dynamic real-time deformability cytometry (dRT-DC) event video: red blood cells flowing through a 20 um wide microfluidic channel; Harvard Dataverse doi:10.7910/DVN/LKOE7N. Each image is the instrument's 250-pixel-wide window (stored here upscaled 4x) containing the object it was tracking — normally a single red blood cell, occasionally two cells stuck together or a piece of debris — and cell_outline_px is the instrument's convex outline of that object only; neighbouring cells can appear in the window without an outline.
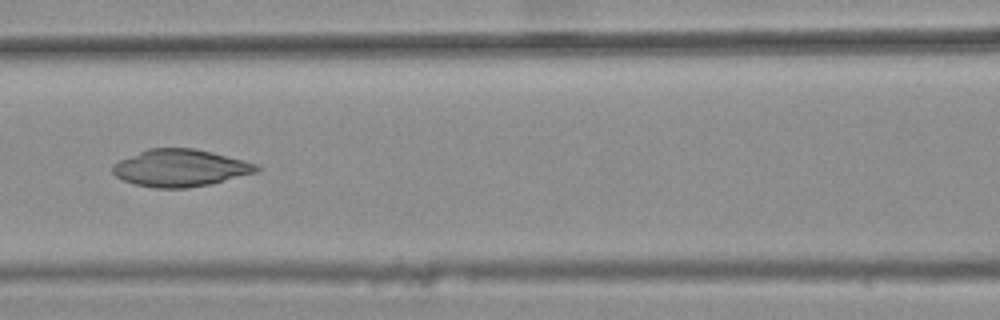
{"species": "common noctule bat (a hibernating species)", "species_latin": "Nyctalus noctula", "temperature_condition": "warm", "stored_images_in_passage": 45, "camera_frame_rate_fps": 3000, "um_per_image_px": 0.085, "animal": {"sex": "female", "body_mass_g": 25.1}, "frame": {"image": 1, "passage_image": 23, "time_ms": 7.333, "image_size_px": [1000, 320], "cell_outline_px": [[260, 168], [256, 172], [208, 184], [188, 188], [156, 188], [136, 184], [124, 180], [116, 176], [112, 172], [112, 164], [120, 160], [148, 148], [196, 148], [244, 160], [256, 164]], "centroid_in_image_um": [15.3, 14.27], "position_along_channel_um": 151.3, "area_um2": 30.87}}
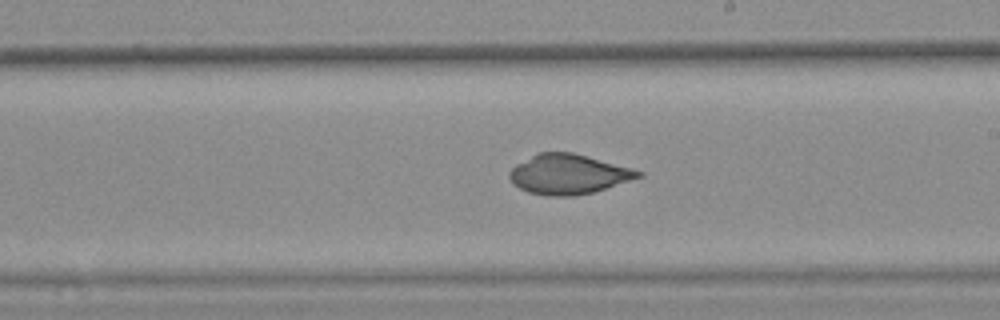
{"frame": {"image": 2, "passage_image": 30, "time_ms": 9.667, "image_size_px": [1000, 320], "cell_outline_px": [[644, 176], [592, 192], [572, 196], [548, 196], [528, 192], [520, 188], [508, 176], [508, 172], [516, 164], [540, 152], [572, 152], [632, 168], [644, 172]], "centroid_in_image_um": [48.33, 14.81], "position_along_channel_um": 240.7, "area_um2": 29.59}}
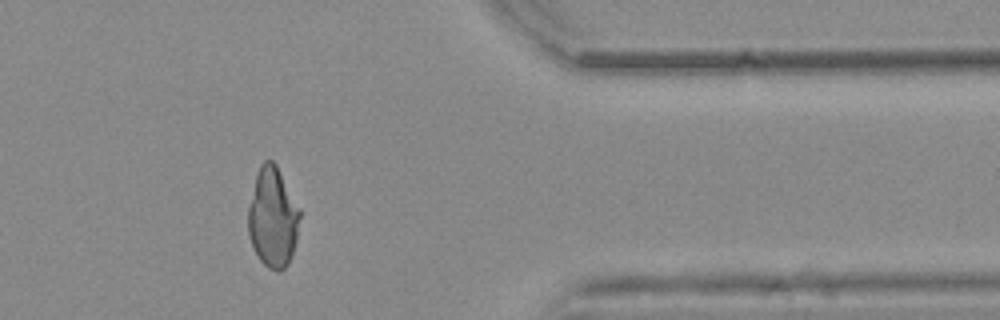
{"frame": {"image": 3, "passage_image": 43, "time_ms": 14.0, "image_size_px": [1000, 320], "cell_outline_px": [[300, 216], [296, 240], [288, 264], [280, 272], [276, 272], [268, 268], [260, 260], [252, 248], [248, 232], [248, 208], [256, 172], [260, 164], [264, 160], [272, 160], [276, 164], [300, 208]], "centroid_in_image_um": [23.17, 18.48], "position_along_channel_um": 388.2, "area_um2": 30.29}}